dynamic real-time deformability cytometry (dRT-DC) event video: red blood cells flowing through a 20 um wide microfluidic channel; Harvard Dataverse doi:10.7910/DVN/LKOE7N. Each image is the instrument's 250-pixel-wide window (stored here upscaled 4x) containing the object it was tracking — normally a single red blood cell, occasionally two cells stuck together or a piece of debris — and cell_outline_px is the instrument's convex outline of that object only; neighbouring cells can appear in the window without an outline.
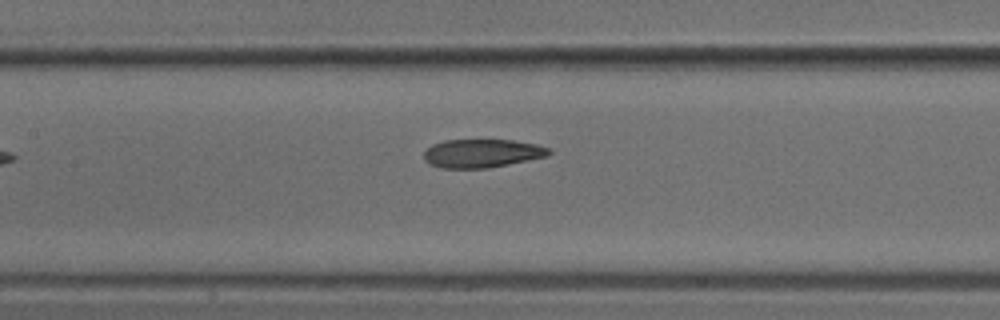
{"species": "common noctule bat (a hibernating species)", "species_latin": "Nyctalus noctula", "temperature_condition": "cold", "stored_images_in_passage": 4, "camera_frame_rate_fps": 3000, "um_per_image_px": 0.085, "animal": {"sex": "male", "body_mass_g": 18.8}, "frame": {"image": 1, "passage_image": 4, "time_ms": 1.0, "image_size_px": [1000, 320], "cell_outline_px": [[552, 152], [548, 156], [488, 168], [440, 168], [428, 164], [424, 160], [424, 152], [432, 144], [444, 140], [516, 140], [536, 144], [548, 148]], "centroid_in_image_um": [40.95, 13.03], "position_along_channel_um": 166.5, "area_um2": 20.81}}